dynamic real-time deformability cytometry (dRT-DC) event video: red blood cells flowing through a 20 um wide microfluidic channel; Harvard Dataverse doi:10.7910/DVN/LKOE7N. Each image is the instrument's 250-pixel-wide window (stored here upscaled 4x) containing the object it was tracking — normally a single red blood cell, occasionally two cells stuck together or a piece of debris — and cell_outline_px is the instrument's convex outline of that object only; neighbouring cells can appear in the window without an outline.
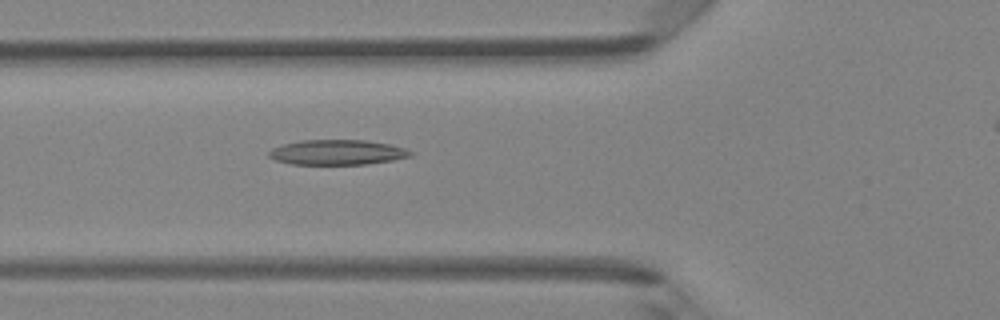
{"species": "Egyptian fruit bat (a non-hibernating species)", "species_latin": "Rousettus aegyptiacus", "temperature_condition": "room temperature", "stored_images_in_passage": 43, "camera_frame_rate_fps": 3000, "um_per_image_px": 0.085, "animal": {"sex": "female"}, "frame": {"image": 1, "passage_image": 17, "time_ms": 5.333, "image_size_px": [1000, 320], "cell_outline_px": [[412, 156], [392, 160], [364, 164], [292, 164], [276, 160], [268, 156], [268, 152], [272, 148], [280, 144], [300, 140], [364, 140], [388, 144], [404, 148], [412, 152]], "centroid_in_image_um": [28.61, 12.94], "position_along_channel_um": 97.2, "area_um2": 20.58}}
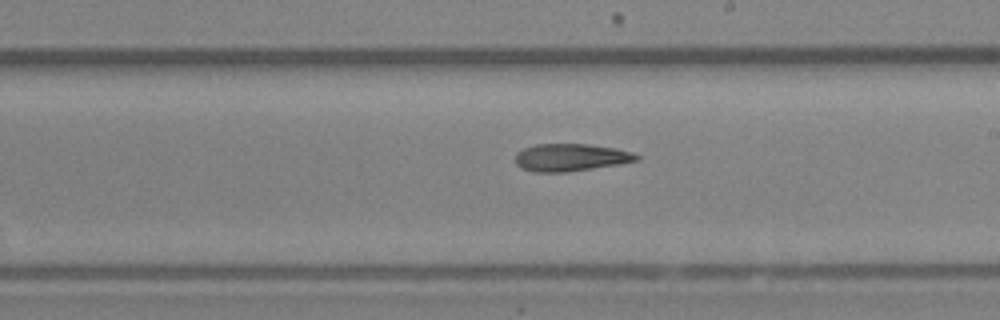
{"frame": {"image": 2, "passage_image": 27, "time_ms": 8.667, "image_size_px": [1000, 320], "cell_outline_px": [[640, 160], [620, 164], [564, 172], [532, 172], [520, 168], [516, 164], [516, 152], [524, 148], [536, 144], [588, 144], [616, 148], [632, 152], [640, 156]], "centroid_in_image_um": [48.51, 13.38], "position_along_channel_um": 240.5, "area_um2": 19.48}}
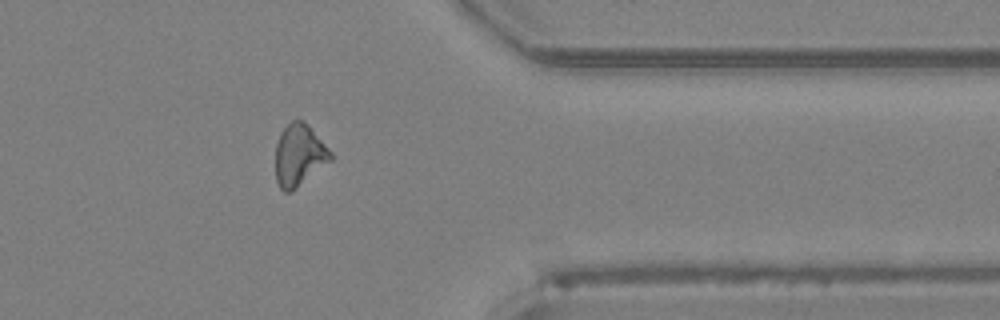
{"frame": {"image": 3, "passage_image": 38, "time_ms": 12.333, "image_size_px": [1000, 320], "cell_outline_px": [[332, 160], [292, 192], [284, 192], [280, 188], [276, 180], [276, 144], [280, 132], [292, 120], [304, 120], [308, 124], [332, 152]], "centroid_in_image_um": [25.43, 13.19], "position_along_channel_um": 386.0, "area_um2": 20.0}}